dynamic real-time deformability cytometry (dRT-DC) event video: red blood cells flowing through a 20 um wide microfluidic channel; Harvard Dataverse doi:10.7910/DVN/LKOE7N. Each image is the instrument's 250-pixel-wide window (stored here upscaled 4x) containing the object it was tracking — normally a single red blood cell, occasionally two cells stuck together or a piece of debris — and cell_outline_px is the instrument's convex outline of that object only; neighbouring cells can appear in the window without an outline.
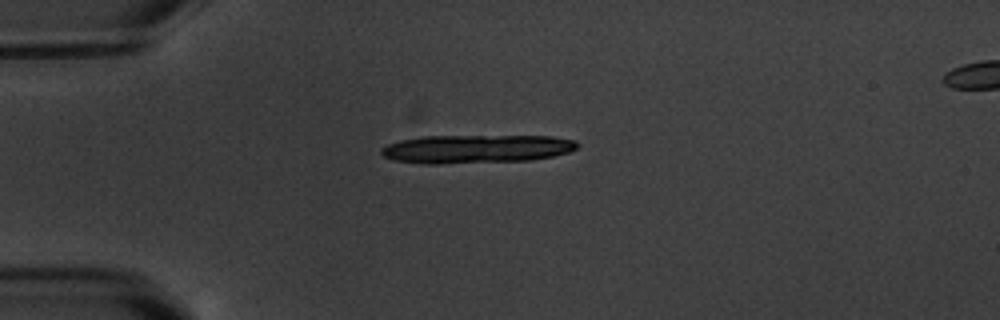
{"species": "common noctule bat (a hibernating species)", "species_latin": "Nyctalus noctula", "temperature_condition": "warm", "stored_images_in_passage": 3, "camera_frame_rate_fps": 3000, "um_per_image_px": 0.085, "animal": {"sex": "male", "body_mass_g": 20.1, "forearm_length_mm": 53.5}, "frame": {"image": 1, "passage_image": 1, "time_ms": 0.0, "image_size_px": [1000, 320], "cell_outline_px": [[580, 144], [576, 148], [568, 152], [552, 156], [528, 160], [440, 164], [424, 164], [392, 160], [384, 156], [380, 152], [380, 148], [388, 144], [400, 140], [420, 136], [552, 136], [576, 140]], "centroid_in_image_um": [40.45, 12.65], "position_along_channel_um": 44.6, "area_um2": 32.66}}